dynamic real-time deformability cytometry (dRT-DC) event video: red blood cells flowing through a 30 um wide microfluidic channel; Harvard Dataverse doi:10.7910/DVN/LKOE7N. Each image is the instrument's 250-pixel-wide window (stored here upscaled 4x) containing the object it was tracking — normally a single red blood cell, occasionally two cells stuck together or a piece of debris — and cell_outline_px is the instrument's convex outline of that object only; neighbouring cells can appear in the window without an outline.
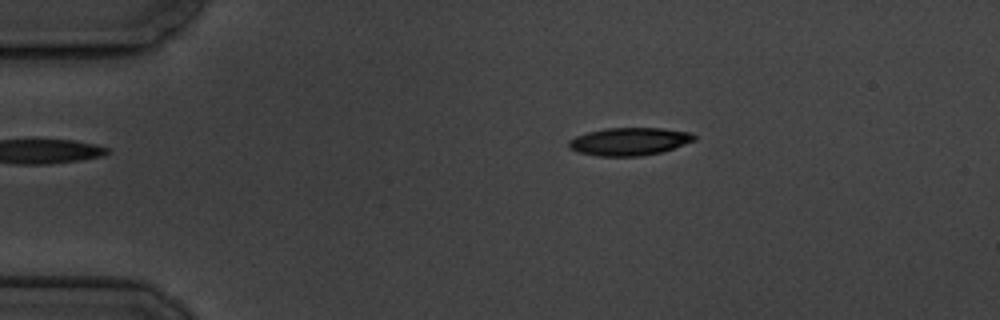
{"species": "common noctule bat (a hibernating species)", "species_latin": "Nyctalus noctula", "temperature_condition": "cold", "stored_images_in_passage": 9, "camera_frame_rate_fps": 3000, "um_per_image_px": 0.085, "animal": {"sex": "male", "body_mass_g": 19.5, "forearm_length_mm": 54.6}, "frame": {"image": 1, "passage_image": 4, "time_ms": 3.333, "image_size_px": [1000, 320], "cell_outline_px": [[696, 140], [660, 152], [640, 156], [596, 156], [580, 152], [568, 148], [568, 140], [576, 136], [588, 132], [608, 128], [660, 128], [688, 132], [696, 136]], "centroid_in_image_um": [53.46, 12.02], "position_along_channel_um": 31.5, "area_um2": 20.11}}
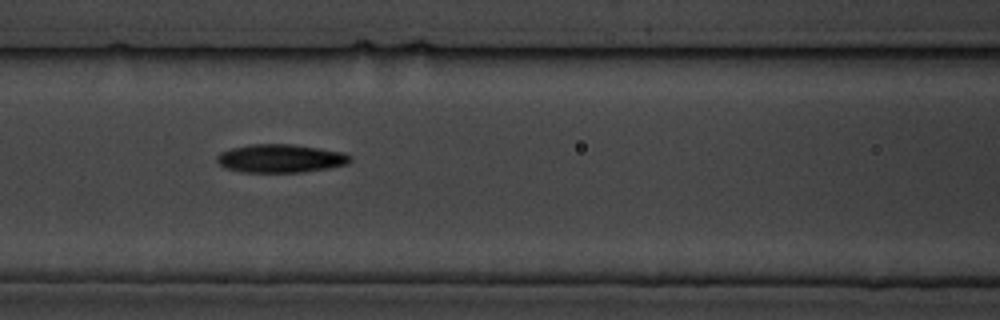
{"frame": {"image": 2, "passage_image": 8, "time_ms": 8.0, "image_size_px": [1000, 320], "cell_outline_px": [[352, 160], [348, 164], [328, 168], [304, 172], [240, 172], [228, 168], [220, 164], [216, 160], [216, 156], [220, 152], [232, 148], [252, 144], [292, 144], [320, 148], [344, 152], [352, 156]], "centroid_in_image_um": [23.88, 13.46], "position_along_channel_um": 142.7, "area_um2": 22.08}}
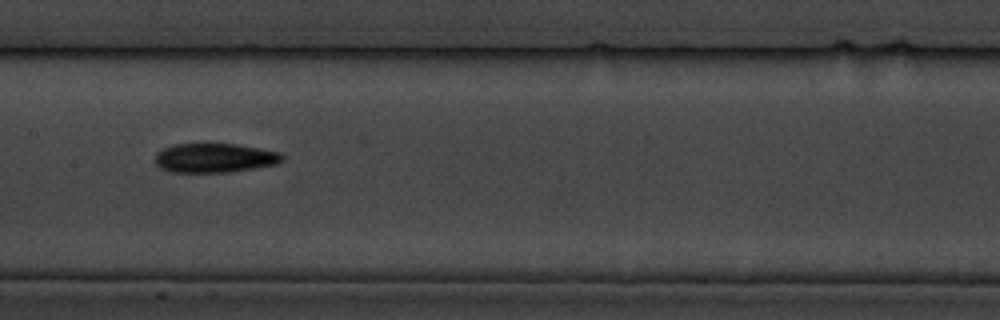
{"frame": {"image": 3, "passage_image": 9, "time_ms": 9.333, "image_size_px": [1000, 320], "cell_outline_px": [[284, 160], [276, 164], [228, 172], [172, 172], [160, 168], [156, 164], [156, 152], [164, 148], [176, 144], [236, 144], [280, 152], [284, 156]], "centroid_in_image_um": [18.24, 13.42], "position_along_channel_um": 189.2, "area_um2": 21.5}}